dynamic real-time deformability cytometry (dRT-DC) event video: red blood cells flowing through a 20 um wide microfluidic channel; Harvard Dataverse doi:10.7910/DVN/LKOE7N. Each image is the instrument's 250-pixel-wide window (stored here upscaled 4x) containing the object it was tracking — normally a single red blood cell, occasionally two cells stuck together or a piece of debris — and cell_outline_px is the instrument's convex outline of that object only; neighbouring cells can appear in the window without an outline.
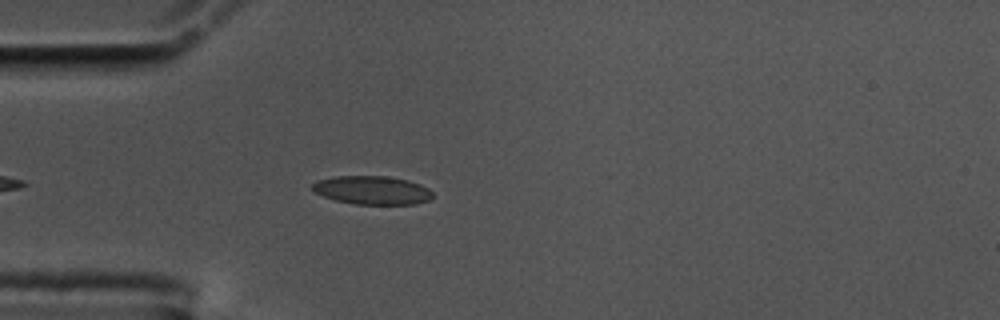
{"species": "common noctule bat (a hibernating species)", "species_latin": "Nyctalus noctula", "temperature_condition": "cold", "stored_images_in_passage": 15, "camera_frame_rate_fps": 3000, "um_per_image_px": 0.085, "animal": {"sex": "male", "body_mass_g": 17.5, "forearm_length_mm": 52.3}, "frame": {"image": 1, "passage_image": 1, "time_ms": 0.0, "image_size_px": [1000, 320], "cell_outline_px": [[432, 196], [428, 200], [416, 204], [356, 204], [336, 200], [324, 196], [316, 192], [312, 188], [312, 184], [316, 180], [336, 176], [388, 176], [408, 180], [420, 184], [428, 188], [432, 192]], "centroid_in_image_um": [31.64, 16.16], "position_along_channel_um": 53.4, "area_um2": 19.88}}